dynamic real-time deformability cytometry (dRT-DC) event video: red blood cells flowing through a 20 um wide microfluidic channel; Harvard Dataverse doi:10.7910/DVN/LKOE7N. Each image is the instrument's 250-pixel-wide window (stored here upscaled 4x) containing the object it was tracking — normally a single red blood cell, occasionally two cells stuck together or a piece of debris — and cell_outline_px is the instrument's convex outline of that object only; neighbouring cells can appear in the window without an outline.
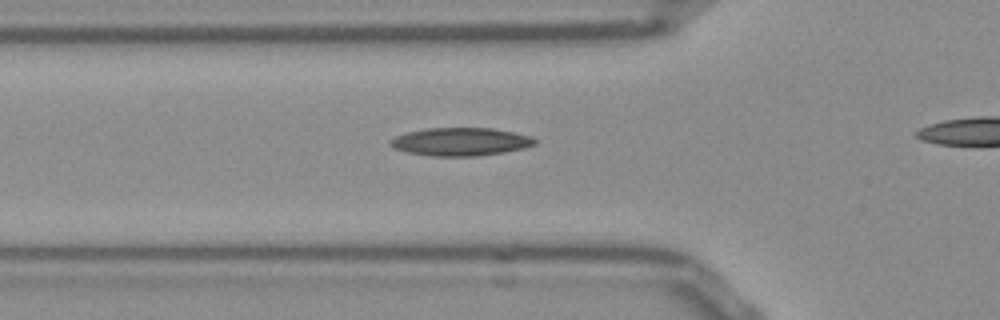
{"species": "Egyptian fruit bat (a non-hibernating species)", "species_latin": "Rousettus aegyptiacus", "temperature_condition": "room temperature", "stored_images_in_passage": 35, "camera_frame_rate_fps": 3000, "um_per_image_px": 0.085, "frame": {"image": 1, "passage_image": 3, "time_ms": 0.667, "image_size_px": [1000, 320], "cell_outline_px": [[536, 144], [524, 148], [504, 152], [476, 156], [432, 156], [408, 152], [392, 148], [388, 144], [388, 140], [404, 132], [424, 128], [492, 128], [532, 136], [536, 140]], "centroid_in_image_um": [39.1, 12.04], "position_along_channel_um": 86.7, "area_um2": 23.81}}
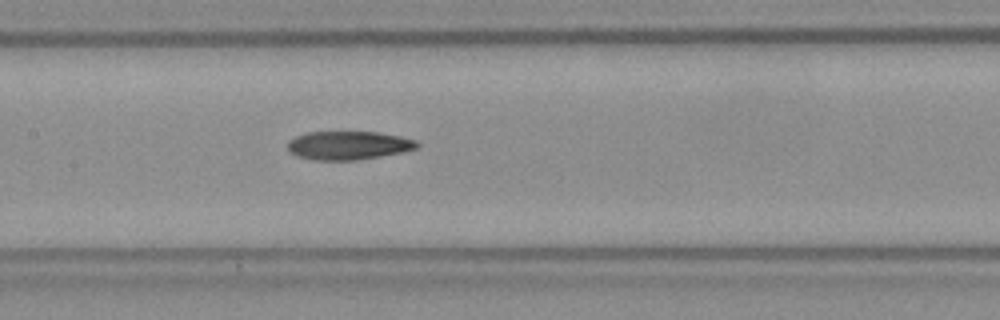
{"frame": {"image": 2, "passage_image": 10, "time_ms": 3.0, "image_size_px": [1000, 320], "cell_outline_px": [[420, 144], [416, 148], [404, 152], [356, 160], [312, 160], [296, 156], [288, 152], [288, 140], [296, 136], [308, 132], [380, 132], [400, 136], [416, 140]], "centroid_in_image_um": [29.6, 12.36], "position_along_channel_um": 177.8, "area_um2": 21.68}}
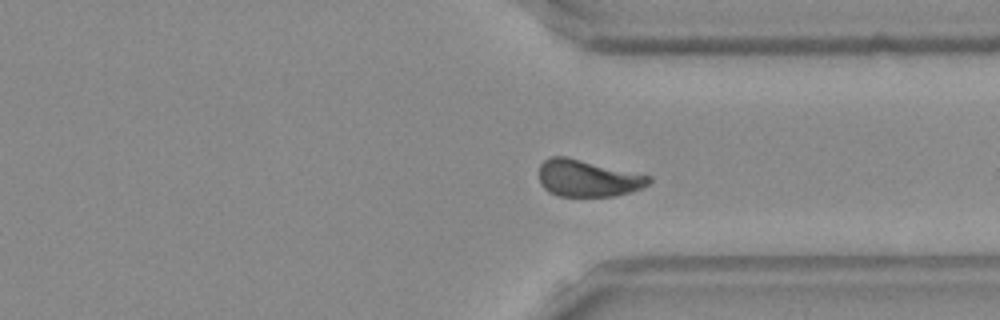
{"frame": {"image": 3, "passage_image": 21, "time_ms": 6.667, "image_size_px": [1000, 320], "cell_outline_px": [[652, 180], [648, 184], [640, 188], [616, 196], [556, 196], [548, 192], [540, 184], [540, 164], [544, 160], [552, 156], [564, 156], [652, 176]], "centroid_in_image_um": [49.94, 15.16], "position_along_channel_um": 361.5, "area_um2": 23.47}, "authors_computed_cell_mechanics": {"area_um2": 22.7154, "velocity_mm_per_s": 3.8542, "shape_relaxation_time_tau1_ms": null, "shape_relaxation_time_tau2_ms": 5.3492, "deformation_change_tau1": null, "deformation_change_tau2": 0.1153}}